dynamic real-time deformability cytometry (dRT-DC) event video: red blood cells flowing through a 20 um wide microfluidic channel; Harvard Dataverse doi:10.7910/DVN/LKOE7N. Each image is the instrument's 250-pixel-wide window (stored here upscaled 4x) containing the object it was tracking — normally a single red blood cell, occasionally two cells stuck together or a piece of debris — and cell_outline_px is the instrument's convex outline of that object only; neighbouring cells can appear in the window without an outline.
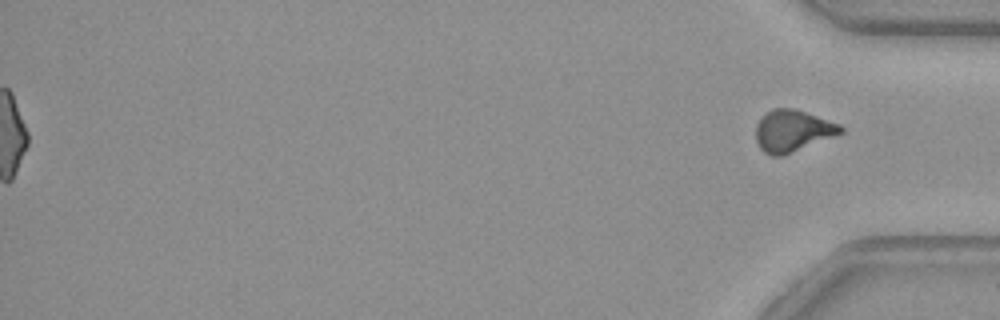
{"species": "common noctule bat (a hibernating species)", "species_latin": "Nyctalus noctula", "temperature_condition": "warm", "stored_images_in_passage": 44, "segment_of_instrument_passage": [2, 2], "camera_frame_rate_fps": 3000, "um_per_image_px": 0.085, "animal": {"sex": "female", "body_mass_g": 29.2, "forearm_length_mm": 56.3}, "frame": {"image": 1, "passage_image": 44, "time_ms": 14.333, "image_size_px": [1000, 320], "cell_outline_px": [[844, 132], [784, 156], [772, 156], [764, 152], [760, 148], [756, 140], [756, 124], [772, 108], [792, 108], [840, 124], [844, 128]], "centroid_in_image_um": [67.37, 11.14], "position_along_channel_um": 367.8, "area_um2": 20.46}}